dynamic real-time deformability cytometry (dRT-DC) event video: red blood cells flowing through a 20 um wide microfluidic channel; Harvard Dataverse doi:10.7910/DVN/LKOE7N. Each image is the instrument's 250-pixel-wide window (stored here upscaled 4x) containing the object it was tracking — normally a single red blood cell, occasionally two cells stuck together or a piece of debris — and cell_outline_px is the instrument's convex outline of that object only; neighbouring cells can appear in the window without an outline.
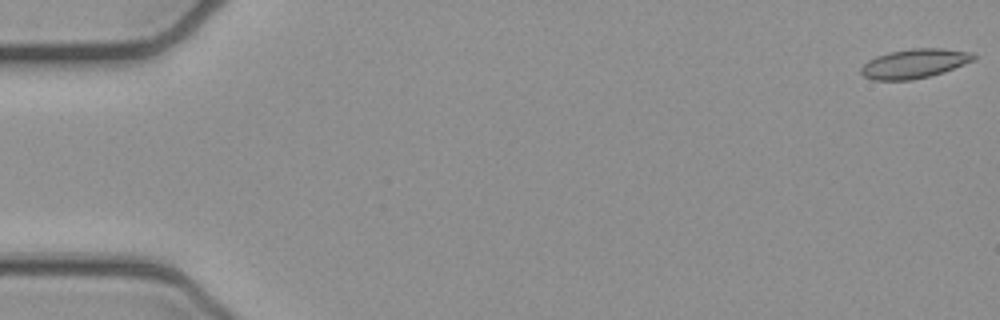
{"species": "common noctule bat (a hibernating species)", "species_latin": "Nyctalus noctula", "temperature_condition": "cold", "stored_images_in_passage": 52, "camera_frame_rate_fps": 3000, "um_per_image_px": 0.085, "animal": {"sex": "female", "body_mass_g": 21.9}, "frame": {"image": 1, "passage_image": 1, "time_ms": 0.0, "image_size_px": [1000, 320], "cell_outline_px": [[976, 56], [972, 60], [964, 64], [944, 72], [932, 76], [912, 80], [872, 80], [864, 76], [860, 72], [860, 68], [868, 60], [876, 56], [892, 52], [912, 48], [940, 48], [976, 52]], "centroid_in_image_um": [77.74, 5.41], "position_along_channel_um": 7.3, "area_um2": 19.31}}
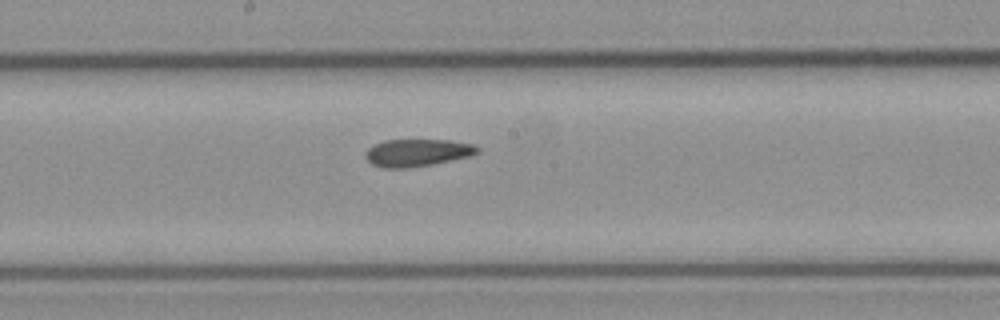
{"frame": {"image": 2, "passage_image": 28, "time_ms": 9.0, "image_size_px": [1000, 320], "cell_outline_px": [[480, 152], [468, 156], [432, 164], [404, 168], [384, 168], [372, 164], [364, 156], [364, 152], [372, 144], [384, 140], [448, 140], [472, 144], [480, 148]], "centroid_in_image_um": [35.42, 12.97], "position_along_channel_um": 212.8, "area_um2": 17.8}}
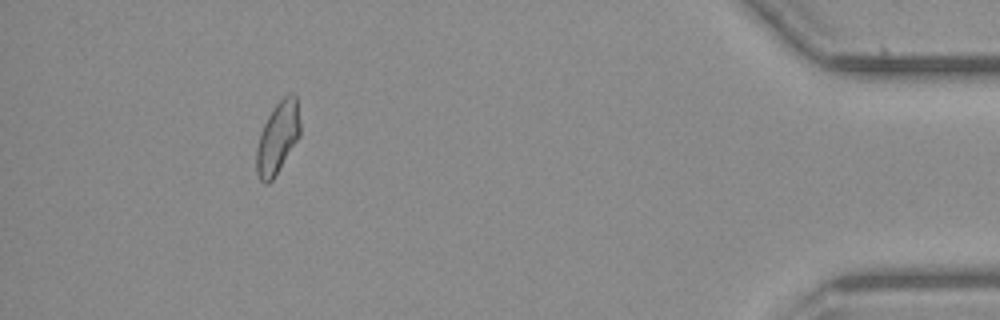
{"frame": {"image": 3, "passage_image": 48, "time_ms": 15.667, "image_size_px": [1000, 320], "cell_outline_px": [[300, 136], [272, 180], [268, 184], [264, 184], [260, 180], [256, 172], [256, 148], [260, 132], [272, 108], [288, 92], [292, 92], [296, 96], [300, 124]], "centroid_in_image_um": [23.59, 11.69], "position_along_channel_um": 411.6, "area_um2": 18.32}, "authors_computed_cell_mechanics": {"area_um2": 18.5249, "velocity_mm_per_s": 3.9288, "shape_relaxation_time_tau1_ms": null, "shape_relaxation_time_tau2_ms": 3.8181, "deformation_change_tau1": null, "deformation_change_tau2": 0.0963}}